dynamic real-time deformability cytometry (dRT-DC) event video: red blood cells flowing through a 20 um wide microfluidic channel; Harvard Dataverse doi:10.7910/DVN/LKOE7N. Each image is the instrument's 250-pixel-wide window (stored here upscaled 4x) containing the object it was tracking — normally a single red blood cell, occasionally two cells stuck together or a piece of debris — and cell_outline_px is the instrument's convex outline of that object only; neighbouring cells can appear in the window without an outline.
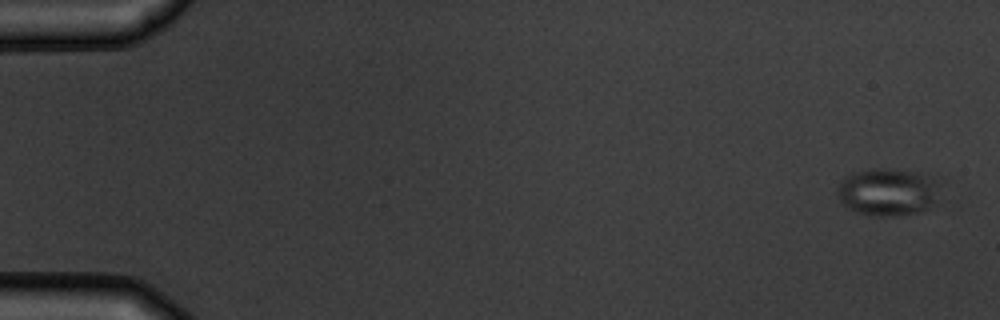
{"species": "common noctule bat (a hibernating species)", "species_latin": "Nyctalus noctula", "temperature_condition": "warm", "stored_images_in_passage": 6, "camera_frame_rate_fps": 3000, "um_per_image_px": 0.085, "animal": {"sex": "male", "body_mass_g": 19.5, "forearm_length_mm": 54.6}, "frame": {"image": 1, "passage_image": 1, "time_ms": 0.0, "image_size_px": [1000, 320], "cell_outline_px": [[948, 180], [928, 208], [920, 212], [900, 216], [868, 216], [856, 212], [848, 208], [840, 200], [836, 192], [840, 180], [844, 176], [856, 172], [876, 168], [884, 168], [936, 172]], "centroid_in_image_um": [75.63, 16.26], "position_along_channel_um": 9.4, "area_um2": 30.17}}